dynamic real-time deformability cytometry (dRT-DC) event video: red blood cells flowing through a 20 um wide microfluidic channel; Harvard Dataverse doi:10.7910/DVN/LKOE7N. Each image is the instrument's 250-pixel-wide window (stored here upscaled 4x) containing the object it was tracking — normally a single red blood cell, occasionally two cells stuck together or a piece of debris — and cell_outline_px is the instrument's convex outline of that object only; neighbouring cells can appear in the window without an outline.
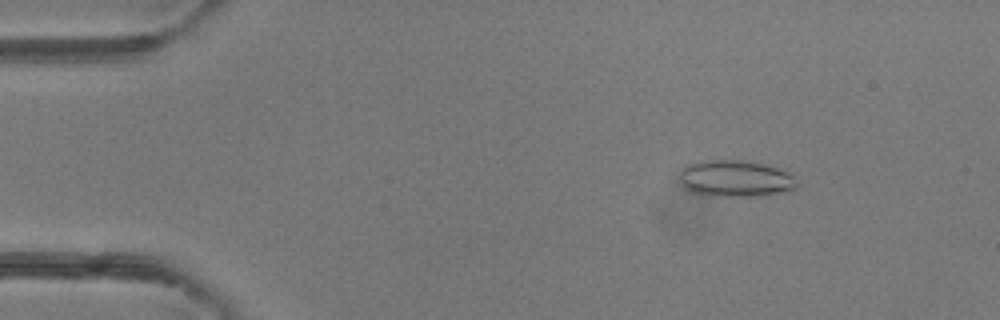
{"species": "common noctule bat (a hibernating species)", "species_latin": "Nyctalus noctula", "temperature_condition": "room temperature", "stored_images_in_passage": 48, "camera_frame_rate_fps": 3000, "um_per_image_px": 0.085, "animal": {"sex": "female"}, "frame": {"image": 1, "passage_image": 6, "time_ms": 1.667, "image_size_px": [1000, 320], "cell_outline_px": [[800, 184], [792, 192], [764, 196], [716, 196], [692, 192], [684, 188], [680, 180], [680, 168], [688, 164], [700, 160], [740, 160], [764, 164], [792, 172]], "centroid_in_image_um": [62.59, 15.19], "position_along_channel_um": 22.4, "area_um2": 25.78}}
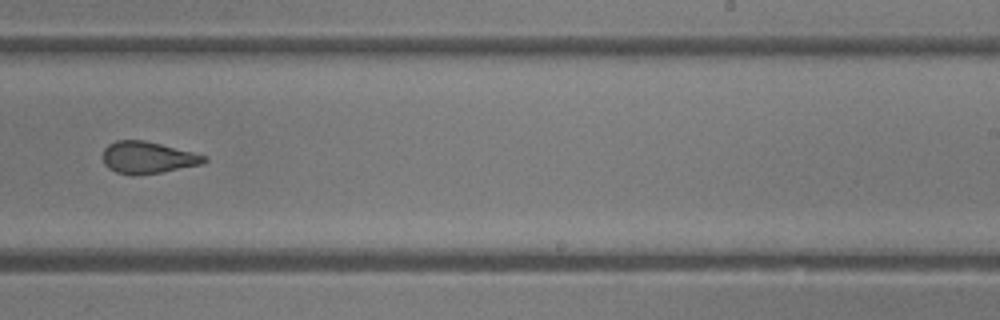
{"frame": {"image": 2, "passage_image": 30, "time_ms": 9.667, "image_size_px": [1000, 320], "cell_outline_px": [[208, 160], [204, 164], [160, 172], [136, 176], [132, 176], [116, 172], [108, 168], [104, 164], [104, 148], [108, 144], [116, 140], [144, 140], [208, 156]], "centroid_in_image_um": [12.56, 13.4], "position_along_channel_um": 276.4, "area_um2": 18.9}}
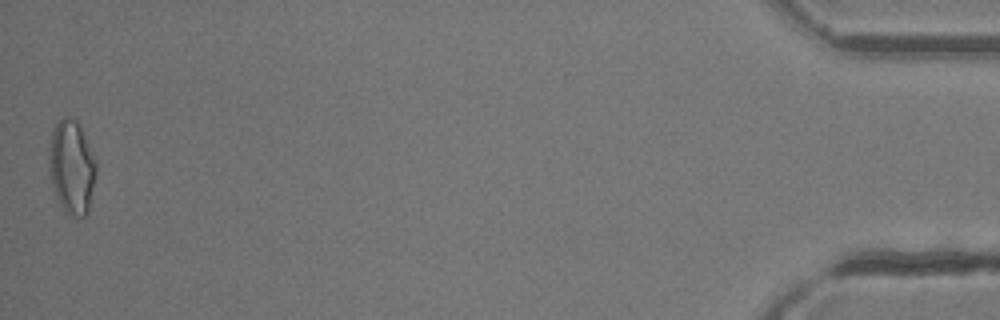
{"frame": {"image": 3, "passage_image": 48, "time_ms": 15.667, "image_size_px": [1000, 320], "cell_outline_px": [[96, 176], [88, 216], [76, 220], [68, 216], [64, 212], [56, 196], [52, 184], [48, 168], [48, 148], [52, 132], [60, 116], [76, 116], [80, 124], [96, 160]], "centroid_in_image_um": [6.1, 14.22], "position_along_channel_um": 429.1, "area_um2": 26.88}, "authors_computed_cell_mechanics": {"area_um2": 20.6924, "velocity_mm_per_s": 4.1907, "shape_relaxation_time_tau1_ms": null, "shape_relaxation_time_tau2_ms": 1.8274, "deformation_change_tau1": null, "deformation_change_tau2": 0.097}}